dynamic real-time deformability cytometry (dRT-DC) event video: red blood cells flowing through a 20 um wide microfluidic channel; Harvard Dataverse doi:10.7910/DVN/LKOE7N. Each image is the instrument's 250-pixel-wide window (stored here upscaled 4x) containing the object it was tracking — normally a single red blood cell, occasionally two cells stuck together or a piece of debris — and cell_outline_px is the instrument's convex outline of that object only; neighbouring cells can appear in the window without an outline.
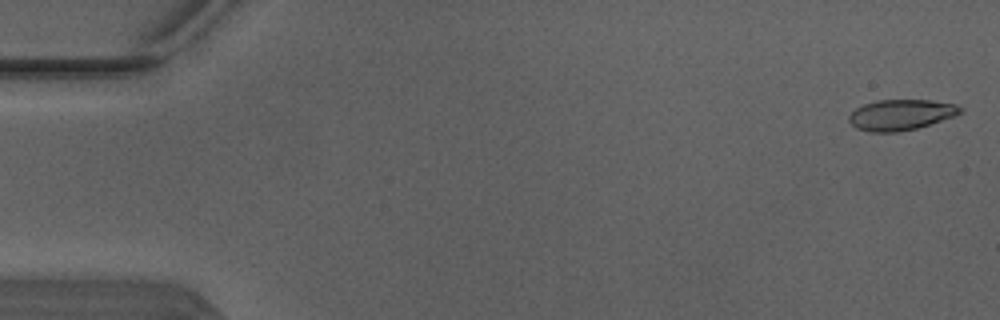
{"species": "Egyptian fruit bat (a non-hibernating species)", "species_latin": "Rousettus aegyptiacus", "temperature_condition": "warm", "stored_images_in_passage": 5, "camera_frame_rate_fps": 3000, "um_per_image_px": 0.085, "animal": {"sex": "male"}, "frame": {"image": 1, "passage_image": 1, "time_ms": 0.0, "image_size_px": [1000, 320], "cell_outline_px": [[964, 112], [956, 116], [916, 128], [900, 132], [872, 132], [856, 128], [848, 120], [848, 116], [856, 108], [864, 104], [876, 100], [932, 100], [956, 104], [964, 108]], "centroid_in_image_um": [76.62, 9.75], "position_along_channel_um": 8.4, "area_um2": 20.06}}
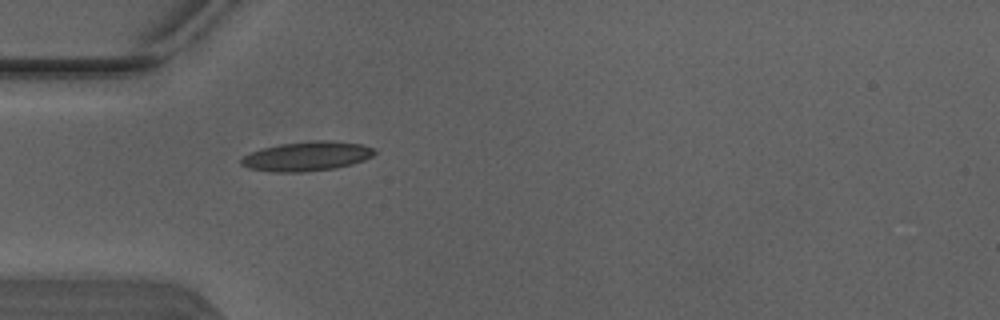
{"frame": {"image": 2, "passage_image": 5, "time_ms": 1.333, "image_size_px": [1000, 320], "cell_outline_px": [[376, 152], [372, 156], [364, 160], [352, 164], [336, 168], [300, 172], [276, 172], [248, 168], [240, 164], [240, 160], [244, 156], [252, 152], [264, 148], [280, 144], [316, 140], [332, 140], [360, 144], [376, 148]], "centroid_in_image_um": [26.12, 13.28], "position_along_channel_um": 58.9, "area_um2": 22.77}}